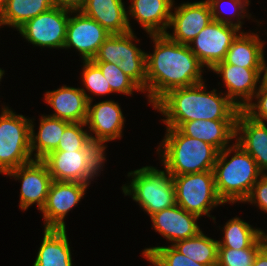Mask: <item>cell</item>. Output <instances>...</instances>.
Wrapping results in <instances>:
<instances>
[{"mask_svg": "<svg viewBox=\"0 0 267 266\" xmlns=\"http://www.w3.org/2000/svg\"><path fill=\"white\" fill-rule=\"evenodd\" d=\"M174 9L169 24V28L173 27L174 32H166V35L180 44L188 45L213 20L207 0L184 2Z\"/></svg>", "mask_w": 267, "mask_h": 266, "instance_id": "2e32d148", "label": "cell"}, {"mask_svg": "<svg viewBox=\"0 0 267 266\" xmlns=\"http://www.w3.org/2000/svg\"><path fill=\"white\" fill-rule=\"evenodd\" d=\"M69 13L73 11L53 7L17 29L29 43L48 48H62L65 44Z\"/></svg>", "mask_w": 267, "mask_h": 266, "instance_id": "30bf717a", "label": "cell"}, {"mask_svg": "<svg viewBox=\"0 0 267 266\" xmlns=\"http://www.w3.org/2000/svg\"><path fill=\"white\" fill-rule=\"evenodd\" d=\"M172 246L178 252L200 264L217 266L218 240L207 237L202 231L194 237L177 241Z\"/></svg>", "mask_w": 267, "mask_h": 266, "instance_id": "83f0119b", "label": "cell"}, {"mask_svg": "<svg viewBox=\"0 0 267 266\" xmlns=\"http://www.w3.org/2000/svg\"><path fill=\"white\" fill-rule=\"evenodd\" d=\"M8 0H0V12L6 6Z\"/></svg>", "mask_w": 267, "mask_h": 266, "instance_id": "b9f144b4", "label": "cell"}, {"mask_svg": "<svg viewBox=\"0 0 267 266\" xmlns=\"http://www.w3.org/2000/svg\"><path fill=\"white\" fill-rule=\"evenodd\" d=\"M244 202L254 203L260 210L267 212V174L257 180Z\"/></svg>", "mask_w": 267, "mask_h": 266, "instance_id": "8d00e7d4", "label": "cell"}, {"mask_svg": "<svg viewBox=\"0 0 267 266\" xmlns=\"http://www.w3.org/2000/svg\"><path fill=\"white\" fill-rule=\"evenodd\" d=\"M80 11L111 34L133 31L122 0H86Z\"/></svg>", "mask_w": 267, "mask_h": 266, "instance_id": "44dd1931", "label": "cell"}, {"mask_svg": "<svg viewBox=\"0 0 267 266\" xmlns=\"http://www.w3.org/2000/svg\"><path fill=\"white\" fill-rule=\"evenodd\" d=\"M174 0H132L129 16L137 20L149 35L166 34Z\"/></svg>", "mask_w": 267, "mask_h": 266, "instance_id": "7402d4cb", "label": "cell"}, {"mask_svg": "<svg viewBox=\"0 0 267 266\" xmlns=\"http://www.w3.org/2000/svg\"><path fill=\"white\" fill-rule=\"evenodd\" d=\"M153 228L171 243L196 236L201 230L198 216L175 204L150 216Z\"/></svg>", "mask_w": 267, "mask_h": 266, "instance_id": "d6986e66", "label": "cell"}, {"mask_svg": "<svg viewBox=\"0 0 267 266\" xmlns=\"http://www.w3.org/2000/svg\"><path fill=\"white\" fill-rule=\"evenodd\" d=\"M45 101L54 109L49 116L65 120L70 123H85L88 114L89 96L84 88L62 86L57 90L47 91Z\"/></svg>", "mask_w": 267, "mask_h": 266, "instance_id": "ac0fdd59", "label": "cell"}, {"mask_svg": "<svg viewBox=\"0 0 267 266\" xmlns=\"http://www.w3.org/2000/svg\"><path fill=\"white\" fill-rule=\"evenodd\" d=\"M104 152L102 149L55 150L42 161L55 181L91 184V180L102 170L106 161Z\"/></svg>", "mask_w": 267, "mask_h": 266, "instance_id": "52a82bcc", "label": "cell"}, {"mask_svg": "<svg viewBox=\"0 0 267 266\" xmlns=\"http://www.w3.org/2000/svg\"><path fill=\"white\" fill-rule=\"evenodd\" d=\"M89 102L86 125L95 134L90 135L91 141L105 151V142L122 137L125 117L121 107L114 100H105L92 105Z\"/></svg>", "mask_w": 267, "mask_h": 266, "instance_id": "9a60e30c", "label": "cell"}, {"mask_svg": "<svg viewBox=\"0 0 267 266\" xmlns=\"http://www.w3.org/2000/svg\"><path fill=\"white\" fill-rule=\"evenodd\" d=\"M222 1L223 0H207V2L210 5V8H211L212 19L214 21L221 22V23H224V24L233 25V26H236L237 28L241 29L242 22L240 20L242 18L244 19V16L245 17L247 16V11H246L247 9H246V7L249 5L250 1L249 0H228V2H230V5L232 6V9H233V11L231 9V11L233 13L231 15V17L234 16V17H236V20L238 19L234 23H233L231 17H230V19H228L229 17L226 18V17L221 16L222 12L223 11L225 12L224 8H223L222 12L218 10L223 5L222 4Z\"/></svg>", "mask_w": 267, "mask_h": 266, "instance_id": "e575fe53", "label": "cell"}, {"mask_svg": "<svg viewBox=\"0 0 267 266\" xmlns=\"http://www.w3.org/2000/svg\"><path fill=\"white\" fill-rule=\"evenodd\" d=\"M211 70L222 77L227 88L225 95L237 107L243 110L248 103L252 102L257 91V83L261 82L262 68H245L226 64L223 61L216 64Z\"/></svg>", "mask_w": 267, "mask_h": 266, "instance_id": "e0dca14e", "label": "cell"}, {"mask_svg": "<svg viewBox=\"0 0 267 266\" xmlns=\"http://www.w3.org/2000/svg\"><path fill=\"white\" fill-rule=\"evenodd\" d=\"M54 7L52 0H8L0 12V26L20 28L25 22Z\"/></svg>", "mask_w": 267, "mask_h": 266, "instance_id": "4316f807", "label": "cell"}, {"mask_svg": "<svg viewBox=\"0 0 267 266\" xmlns=\"http://www.w3.org/2000/svg\"><path fill=\"white\" fill-rule=\"evenodd\" d=\"M3 74H4V70H2V69L0 68V81H1V79H2Z\"/></svg>", "mask_w": 267, "mask_h": 266, "instance_id": "7bdbcfd3", "label": "cell"}, {"mask_svg": "<svg viewBox=\"0 0 267 266\" xmlns=\"http://www.w3.org/2000/svg\"><path fill=\"white\" fill-rule=\"evenodd\" d=\"M102 71V74L110 85L113 93H122L125 95H133V90H143L129 77L127 76L117 64L108 62H94Z\"/></svg>", "mask_w": 267, "mask_h": 266, "instance_id": "1f68e13d", "label": "cell"}, {"mask_svg": "<svg viewBox=\"0 0 267 266\" xmlns=\"http://www.w3.org/2000/svg\"><path fill=\"white\" fill-rule=\"evenodd\" d=\"M259 239L261 242V248L267 252V234L261 229H259Z\"/></svg>", "mask_w": 267, "mask_h": 266, "instance_id": "ab89813d", "label": "cell"}, {"mask_svg": "<svg viewBox=\"0 0 267 266\" xmlns=\"http://www.w3.org/2000/svg\"><path fill=\"white\" fill-rule=\"evenodd\" d=\"M73 13H76L75 16L69 15L63 49H77L83 61L93 60L99 47L111 33L81 11H73Z\"/></svg>", "mask_w": 267, "mask_h": 266, "instance_id": "4fadbf2b", "label": "cell"}, {"mask_svg": "<svg viewBox=\"0 0 267 266\" xmlns=\"http://www.w3.org/2000/svg\"><path fill=\"white\" fill-rule=\"evenodd\" d=\"M142 254L153 266H206L186 257L172 245L145 248Z\"/></svg>", "mask_w": 267, "mask_h": 266, "instance_id": "f546056e", "label": "cell"}, {"mask_svg": "<svg viewBox=\"0 0 267 266\" xmlns=\"http://www.w3.org/2000/svg\"><path fill=\"white\" fill-rule=\"evenodd\" d=\"M30 120L31 155L35 151L34 160H42L49 153L57 149L64 129L70 122L49 115H43L40 118L39 131L35 134L33 121L32 119Z\"/></svg>", "mask_w": 267, "mask_h": 266, "instance_id": "d4e9b609", "label": "cell"}, {"mask_svg": "<svg viewBox=\"0 0 267 266\" xmlns=\"http://www.w3.org/2000/svg\"><path fill=\"white\" fill-rule=\"evenodd\" d=\"M252 266H267V252L264 249L258 251Z\"/></svg>", "mask_w": 267, "mask_h": 266, "instance_id": "f35d334b", "label": "cell"}, {"mask_svg": "<svg viewBox=\"0 0 267 266\" xmlns=\"http://www.w3.org/2000/svg\"><path fill=\"white\" fill-rule=\"evenodd\" d=\"M86 0H52L54 7L70 11H80Z\"/></svg>", "mask_w": 267, "mask_h": 266, "instance_id": "74e56055", "label": "cell"}, {"mask_svg": "<svg viewBox=\"0 0 267 266\" xmlns=\"http://www.w3.org/2000/svg\"><path fill=\"white\" fill-rule=\"evenodd\" d=\"M204 81L192 86L175 88L162 96L153 108L165 115L166 127L179 128L192 120H236L237 107L216 89L206 92ZM223 95H225L223 97Z\"/></svg>", "mask_w": 267, "mask_h": 266, "instance_id": "7a4b0ae2", "label": "cell"}, {"mask_svg": "<svg viewBox=\"0 0 267 266\" xmlns=\"http://www.w3.org/2000/svg\"><path fill=\"white\" fill-rule=\"evenodd\" d=\"M184 135L202 140L219 152L236 136V120H192L178 128Z\"/></svg>", "mask_w": 267, "mask_h": 266, "instance_id": "603a6c76", "label": "cell"}, {"mask_svg": "<svg viewBox=\"0 0 267 266\" xmlns=\"http://www.w3.org/2000/svg\"><path fill=\"white\" fill-rule=\"evenodd\" d=\"M222 241H218L219 247L232 249L249 248L258 238L259 229L251 227L250 224L234 217L226 222L224 226Z\"/></svg>", "mask_w": 267, "mask_h": 266, "instance_id": "f1b7e54d", "label": "cell"}, {"mask_svg": "<svg viewBox=\"0 0 267 266\" xmlns=\"http://www.w3.org/2000/svg\"><path fill=\"white\" fill-rule=\"evenodd\" d=\"M66 229H45L33 266H72Z\"/></svg>", "mask_w": 267, "mask_h": 266, "instance_id": "484cf974", "label": "cell"}, {"mask_svg": "<svg viewBox=\"0 0 267 266\" xmlns=\"http://www.w3.org/2000/svg\"><path fill=\"white\" fill-rule=\"evenodd\" d=\"M89 184L53 180L47 200L41 209L45 229H66L64 218L76 206Z\"/></svg>", "mask_w": 267, "mask_h": 266, "instance_id": "7c38bea8", "label": "cell"}, {"mask_svg": "<svg viewBox=\"0 0 267 266\" xmlns=\"http://www.w3.org/2000/svg\"><path fill=\"white\" fill-rule=\"evenodd\" d=\"M255 33H238L232 41L225 59L226 64L237 65L245 68H262L264 58V41Z\"/></svg>", "mask_w": 267, "mask_h": 266, "instance_id": "cb8c5ba5", "label": "cell"}, {"mask_svg": "<svg viewBox=\"0 0 267 266\" xmlns=\"http://www.w3.org/2000/svg\"><path fill=\"white\" fill-rule=\"evenodd\" d=\"M82 82L86 90L94 95L112 93L110 85L102 74L100 68L92 61H83Z\"/></svg>", "mask_w": 267, "mask_h": 266, "instance_id": "836d02e7", "label": "cell"}, {"mask_svg": "<svg viewBox=\"0 0 267 266\" xmlns=\"http://www.w3.org/2000/svg\"><path fill=\"white\" fill-rule=\"evenodd\" d=\"M6 175L22 181L19 207L25 211L37 203L41 211L53 182L46 164L42 160H32L9 171Z\"/></svg>", "mask_w": 267, "mask_h": 266, "instance_id": "5bb4252c", "label": "cell"}, {"mask_svg": "<svg viewBox=\"0 0 267 266\" xmlns=\"http://www.w3.org/2000/svg\"><path fill=\"white\" fill-rule=\"evenodd\" d=\"M155 47L146 53V91L152 106L167 92L203 82L202 68L188 45L172 41L166 34L150 35Z\"/></svg>", "mask_w": 267, "mask_h": 266, "instance_id": "6da1fadb", "label": "cell"}, {"mask_svg": "<svg viewBox=\"0 0 267 266\" xmlns=\"http://www.w3.org/2000/svg\"><path fill=\"white\" fill-rule=\"evenodd\" d=\"M260 249L261 242L259 238L249 248L219 247L217 266H252Z\"/></svg>", "mask_w": 267, "mask_h": 266, "instance_id": "d6a6232c", "label": "cell"}, {"mask_svg": "<svg viewBox=\"0 0 267 266\" xmlns=\"http://www.w3.org/2000/svg\"><path fill=\"white\" fill-rule=\"evenodd\" d=\"M235 139L256 161L260 171L267 174V124L252 119L240 110L236 118Z\"/></svg>", "mask_w": 267, "mask_h": 266, "instance_id": "ffe728a7", "label": "cell"}, {"mask_svg": "<svg viewBox=\"0 0 267 266\" xmlns=\"http://www.w3.org/2000/svg\"><path fill=\"white\" fill-rule=\"evenodd\" d=\"M157 151L172 175L213 171L219 151L212 145L184 135L178 128H166ZM162 147V149H161Z\"/></svg>", "mask_w": 267, "mask_h": 266, "instance_id": "277c9868", "label": "cell"}, {"mask_svg": "<svg viewBox=\"0 0 267 266\" xmlns=\"http://www.w3.org/2000/svg\"><path fill=\"white\" fill-rule=\"evenodd\" d=\"M133 31L124 34H110L99 47L93 62L117 64L142 90L146 91V53L133 41Z\"/></svg>", "mask_w": 267, "mask_h": 266, "instance_id": "ba28073f", "label": "cell"}, {"mask_svg": "<svg viewBox=\"0 0 267 266\" xmlns=\"http://www.w3.org/2000/svg\"><path fill=\"white\" fill-rule=\"evenodd\" d=\"M239 30L236 26L212 20L188 46L202 65L211 70L216 64L223 62L232 41L240 33Z\"/></svg>", "mask_w": 267, "mask_h": 266, "instance_id": "8fae6325", "label": "cell"}, {"mask_svg": "<svg viewBox=\"0 0 267 266\" xmlns=\"http://www.w3.org/2000/svg\"><path fill=\"white\" fill-rule=\"evenodd\" d=\"M234 152L231 159H227ZM218 196L226 203L242 202L263 175L256 161L237 142L218 153L213 168Z\"/></svg>", "mask_w": 267, "mask_h": 266, "instance_id": "3957f363", "label": "cell"}, {"mask_svg": "<svg viewBox=\"0 0 267 266\" xmlns=\"http://www.w3.org/2000/svg\"><path fill=\"white\" fill-rule=\"evenodd\" d=\"M129 185L124 184V195L132 196L150 216L176 204L173 175L165 170L145 166L128 173Z\"/></svg>", "mask_w": 267, "mask_h": 266, "instance_id": "5b68a950", "label": "cell"}, {"mask_svg": "<svg viewBox=\"0 0 267 266\" xmlns=\"http://www.w3.org/2000/svg\"><path fill=\"white\" fill-rule=\"evenodd\" d=\"M259 88L257 89L254 98L257 99L256 102L248 103L243 111L250 116L252 119L264 122L267 121V86L259 83Z\"/></svg>", "mask_w": 267, "mask_h": 266, "instance_id": "d590c367", "label": "cell"}, {"mask_svg": "<svg viewBox=\"0 0 267 266\" xmlns=\"http://www.w3.org/2000/svg\"><path fill=\"white\" fill-rule=\"evenodd\" d=\"M261 73H263V75L261 74V83L265 86H267V65H266V61L265 59L263 58V63H262V71Z\"/></svg>", "mask_w": 267, "mask_h": 266, "instance_id": "60d3db41", "label": "cell"}, {"mask_svg": "<svg viewBox=\"0 0 267 266\" xmlns=\"http://www.w3.org/2000/svg\"><path fill=\"white\" fill-rule=\"evenodd\" d=\"M176 204L198 217L210 216L212 208L224 204L218 196L213 171L173 175Z\"/></svg>", "mask_w": 267, "mask_h": 266, "instance_id": "9c48e42d", "label": "cell"}, {"mask_svg": "<svg viewBox=\"0 0 267 266\" xmlns=\"http://www.w3.org/2000/svg\"><path fill=\"white\" fill-rule=\"evenodd\" d=\"M86 123H70L59 140L56 150L77 151L82 149H101L91 141L90 133L83 130Z\"/></svg>", "mask_w": 267, "mask_h": 266, "instance_id": "4dcf8cb0", "label": "cell"}, {"mask_svg": "<svg viewBox=\"0 0 267 266\" xmlns=\"http://www.w3.org/2000/svg\"><path fill=\"white\" fill-rule=\"evenodd\" d=\"M30 122L8 107L0 114V174L34 160L30 149Z\"/></svg>", "mask_w": 267, "mask_h": 266, "instance_id": "8992f818", "label": "cell"}]
</instances>
